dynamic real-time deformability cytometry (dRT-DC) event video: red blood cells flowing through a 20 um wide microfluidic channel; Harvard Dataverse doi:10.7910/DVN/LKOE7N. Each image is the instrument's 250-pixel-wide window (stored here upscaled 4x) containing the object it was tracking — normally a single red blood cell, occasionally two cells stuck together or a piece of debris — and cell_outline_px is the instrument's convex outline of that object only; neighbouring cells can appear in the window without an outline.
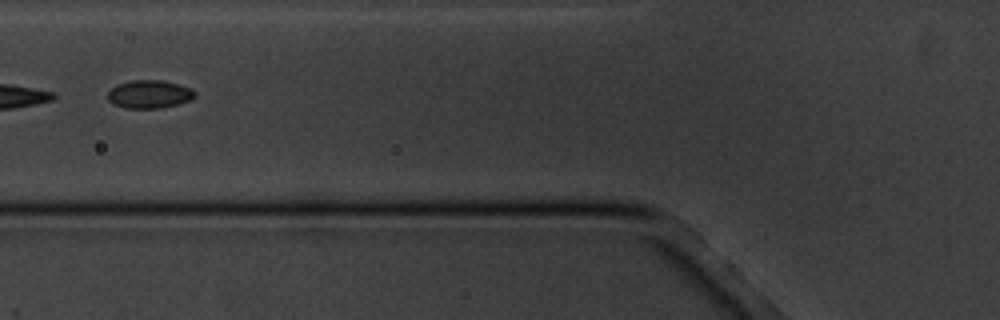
{"species": "common noctule bat (a hibernating species)", "species_latin": "Nyctalus noctula", "temperature_condition": "cold", "stored_images_in_passage": 15, "camera_frame_rate_fps": 3000, "um_per_image_px": 0.085, "animal": {"sex": "male", "body_mass_g": 20.1, "forearm_length_mm": 53.5}, "frame": {"image": 1, "passage_image": 5, "time_ms": 5.667, "image_size_px": [1000, 320], "cell_outline_px": [[196, 96], [192, 100], [160, 108], [124, 108], [112, 104], [108, 100], [108, 92], [116, 84], [132, 80], [160, 80], [176, 84], [188, 88], [196, 92]], "centroid_in_image_um": [12.66, 8.01], "position_along_channel_um": 113.1, "area_um2": 14.22}}
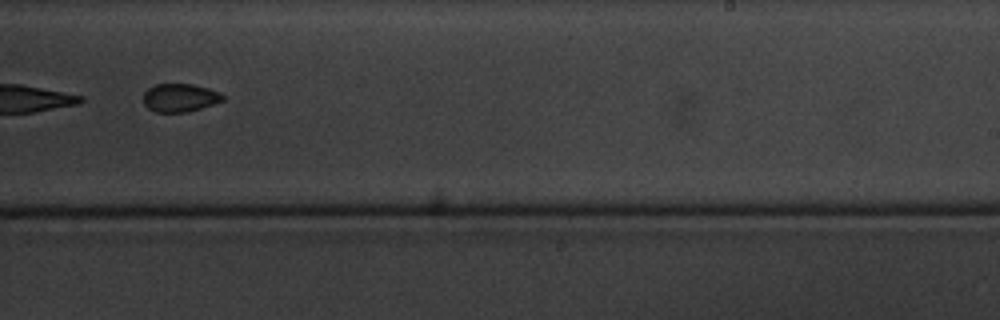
{"frame": {"image": 2, "passage_image": 9, "time_ms": 10.333, "image_size_px": [1000, 320], "cell_outline_px": [[224, 100], [188, 112], [156, 112], [148, 108], [144, 104], [144, 92], [148, 88], [156, 84], [192, 84], [208, 88], [224, 96]], "centroid_in_image_um": [15.26, 8.31], "position_along_channel_um": 273.7, "area_um2": 12.89}}
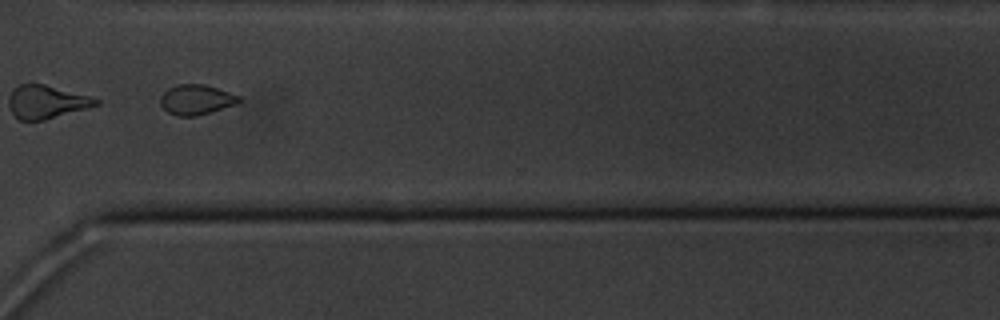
{"frame": {"image": 3, "passage_image": 11, "time_ms": 12.667, "image_size_px": [1000, 320], "cell_outline_px": [[240, 100], [236, 104], [196, 116], [176, 116], [168, 112], [160, 104], [160, 96], [168, 88], [180, 84], [204, 84], [240, 96]], "centroid_in_image_um": [16.65, 8.47], "position_along_channel_um": 354.0, "area_um2": 13.58}, "authors_computed_cell_mechanics": {"area_um2": 14.9702, "velocity_mm_per_s": 3.4301, "shape_relaxation_time_tau1_ms": 0.4593, "shape_relaxation_time_tau2_ms": null, "deformation_change_tau1": 0.1445, "deformation_change_tau2": null}}